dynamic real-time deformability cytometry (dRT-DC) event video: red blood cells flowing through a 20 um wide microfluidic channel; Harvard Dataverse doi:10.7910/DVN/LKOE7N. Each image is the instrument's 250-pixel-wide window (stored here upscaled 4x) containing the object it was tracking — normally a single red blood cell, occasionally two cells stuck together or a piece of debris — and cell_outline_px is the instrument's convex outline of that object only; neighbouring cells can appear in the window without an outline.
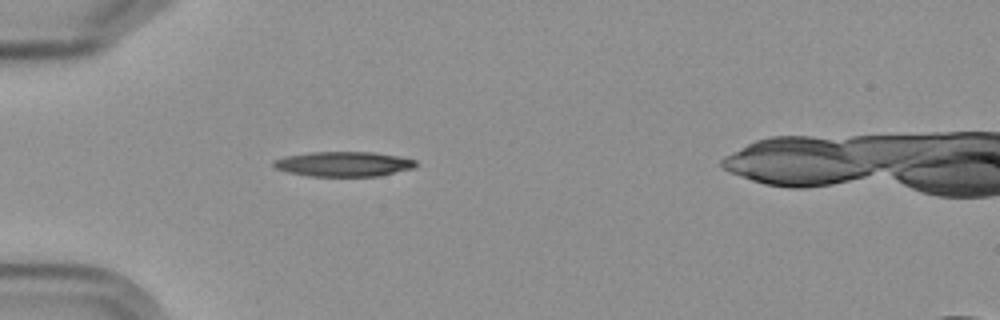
{"species": "Egyptian fruit bat (a non-hibernating species)", "species_latin": "Rousettus aegyptiacus", "temperature_condition": "cold", "stored_images_in_passage": 2, "camera_frame_rate_fps": 3000, "um_per_image_px": 0.085, "frame": {"image": 1, "passage_image": 2, "time_ms": 1.0, "image_size_px": [1000, 320], "cell_outline_px": [[416, 164], [412, 168], [380, 176], [308, 176], [288, 172], [276, 168], [272, 164], [272, 160], [284, 156], [308, 152], [372, 152], [400, 156], [416, 160]], "centroid_in_image_um": [29.17, 13.93], "position_along_channel_um": 55.8, "area_um2": 20.69}}